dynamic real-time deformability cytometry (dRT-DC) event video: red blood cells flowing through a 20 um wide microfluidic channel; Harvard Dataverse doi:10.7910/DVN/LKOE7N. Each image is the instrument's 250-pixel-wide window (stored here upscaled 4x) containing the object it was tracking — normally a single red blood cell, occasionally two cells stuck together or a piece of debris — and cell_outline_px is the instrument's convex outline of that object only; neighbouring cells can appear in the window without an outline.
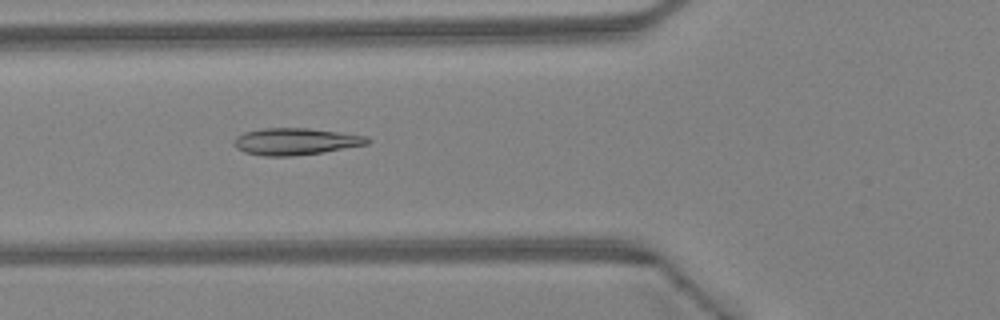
{"species": "Egyptian fruit bat (a non-hibernating species)", "species_latin": "Rousettus aegyptiacus", "temperature_condition": "warm", "stored_images_in_passage": 36, "camera_frame_rate_fps": 3000, "um_per_image_px": 0.085, "animal": {"sex": "female"}, "frame": {"image": 1, "passage_image": 8, "time_ms": 2.333, "image_size_px": [1000, 320], "cell_outline_px": [[372, 140], [368, 144], [324, 152], [292, 156], [260, 156], [244, 152], [236, 148], [232, 144], [232, 140], [236, 136], [244, 132], [264, 128], [308, 128], [340, 132], [368, 136]], "centroid_in_image_um": [25.1, 12.03], "position_along_channel_um": 100.7, "area_um2": 21.15}}
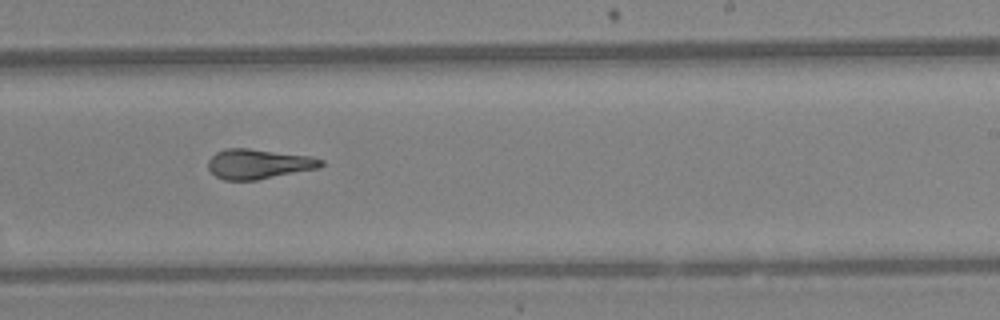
{"frame": {"image": 2, "passage_image": 19, "time_ms": 6.0, "image_size_px": [1000, 320], "cell_outline_px": [[324, 164], [320, 168], [256, 180], [224, 180], [216, 176], [208, 168], [208, 160], [216, 152], [224, 148], [248, 148], [312, 156], [324, 160]], "centroid_in_image_um": [22.0, 13.93], "position_along_channel_um": 267.0, "area_um2": 19.77}}
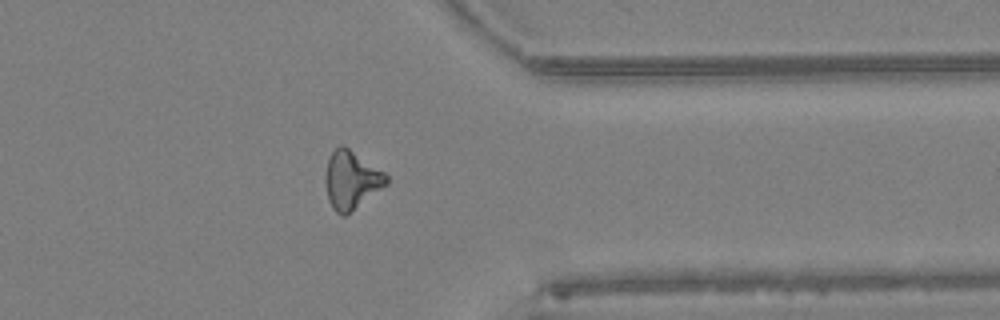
{"frame": {"image": 3, "passage_image": 27, "time_ms": 8.667, "image_size_px": [1000, 320], "cell_outline_px": [[388, 184], [344, 216], [340, 216], [332, 208], [328, 200], [324, 180], [324, 176], [328, 160], [332, 152], [340, 144], [344, 144], [384, 172], [388, 176]], "centroid_in_image_um": [29.84, 15.29], "position_along_channel_um": 381.6, "area_um2": 20.69}, "authors_computed_cell_mechanics": {"area_um2": 20.2011, "velocity_mm_per_s": 4.5589, "shape_relaxation_time_tau1_ms": 6.6947, "shape_relaxation_time_tau2_ms": 1.5707, "deformation_change_tau1": 0.2225, "deformation_change_tau2": 0.0867}}